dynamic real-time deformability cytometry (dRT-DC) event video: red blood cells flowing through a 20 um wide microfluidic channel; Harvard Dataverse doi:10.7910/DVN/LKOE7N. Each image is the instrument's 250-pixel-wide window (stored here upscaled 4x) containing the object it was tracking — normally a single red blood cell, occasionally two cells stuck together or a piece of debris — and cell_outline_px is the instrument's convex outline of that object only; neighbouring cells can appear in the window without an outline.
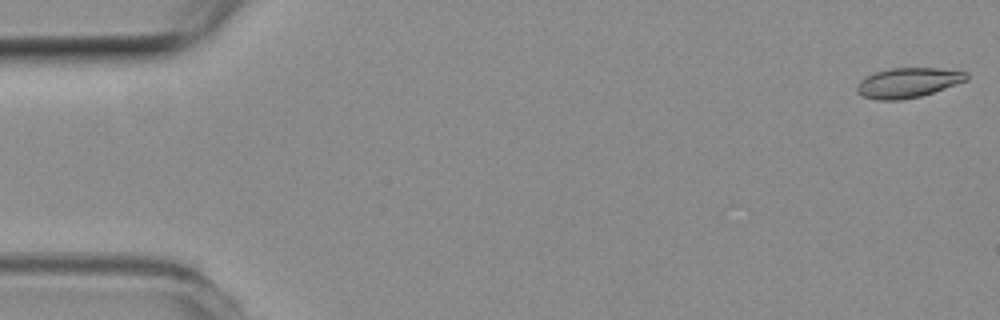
{"species": "common noctule bat (a hibernating species)", "species_latin": "Nyctalus noctula", "temperature_condition": "room temperature", "stored_images_in_passage": 16, "camera_frame_rate_fps": 3000, "um_per_image_px": 0.085, "animal": {"sex": "female", "body_mass_g": 19.3, "forearm_length_mm": 54.1}, "frame": {"image": 1, "passage_image": 1, "time_ms": 0.0, "image_size_px": [1000, 320], "cell_outline_px": [[968, 80], [920, 96], [900, 100], [876, 100], [864, 96], [856, 92], [856, 88], [860, 80], [876, 72], [892, 68], [936, 68], [968, 72]], "centroid_in_image_um": [77.17, 7.03], "position_along_channel_um": 7.8, "area_um2": 18.84}}
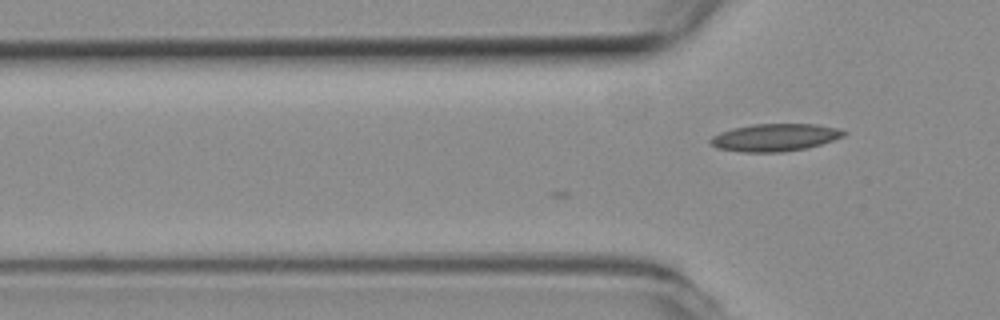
{"frame": {"image": 2, "passage_image": 16, "time_ms": 5.0, "image_size_px": [1000, 320], "cell_outline_px": [[844, 136], [820, 144], [804, 148], [780, 152], [740, 152], [716, 148], [708, 140], [712, 136], [720, 132], [732, 128], [752, 124], [816, 124], [836, 128], [844, 132]], "centroid_in_image_um": [65.79, 11.68], "position_along_channel_um": 60.0, "area_um2": 21.15}}